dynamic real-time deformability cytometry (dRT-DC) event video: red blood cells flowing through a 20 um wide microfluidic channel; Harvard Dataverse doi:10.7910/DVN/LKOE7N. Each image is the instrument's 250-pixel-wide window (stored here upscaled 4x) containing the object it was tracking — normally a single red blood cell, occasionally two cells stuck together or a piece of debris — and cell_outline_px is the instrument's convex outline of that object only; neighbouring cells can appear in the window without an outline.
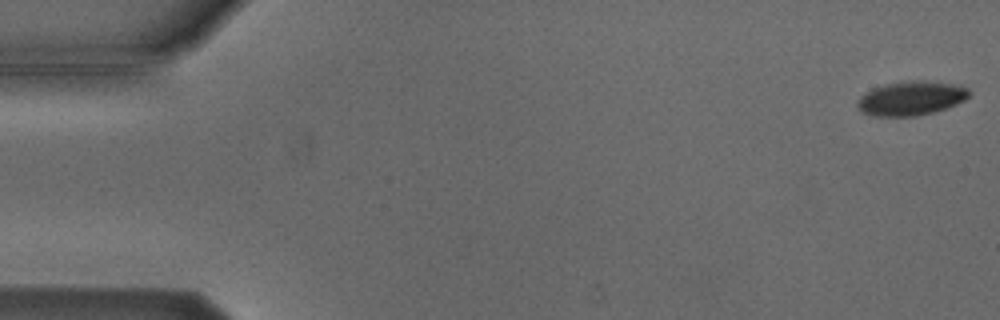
{"species": "Egyptian fruit bat (a non-hibernating species)", "species_latin": "Rousettus aegyptiacus", "temperature_condition": "cold", "stored_images_in_passage": 6, "camera_frame_rate_fps": 3000, "um_per_image_px": 0.085, "animal": {"sex": "male"}, "frame": {"image": 1, "passage_image": 1, "time_ms": 0.0, "image_size_px": [1000, 320], "cell_outline_px": [[968, 96], [964, 100], [956, 104], [932, 112], [916, 116], [872, 116], [864, 112], [856, 104], [860, 96], [872, 88], [884, 84], [912, 80], [920, 80], [948, 84], [968, 88]], "centroid_in_image_um": [77.39, 8.35], "position_along_channel_um": 7.6, "area_um2": 21.79}}
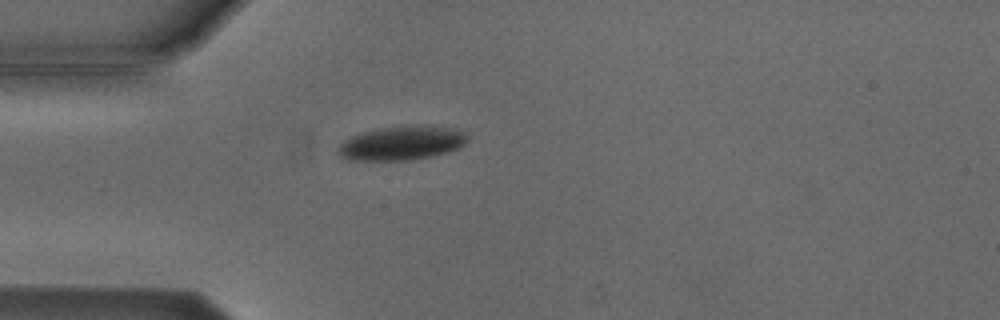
{"frame": {"image": 2, "passage_image": 5, "time_ms": 4.667, "image_size_px": [1000, 320], "cell_outline_px": [[468, 140], [460, 148], [448, 152], [412, 160], [348, 160], [340, 156], [336, 152], [336, 148], [344, 140], [360, 132], [400, 124], [432, 124], [464, 132]], "centroid_in_image_um": [34.12, 12.14], "position_along_channel_um": 50.9, "area_um2": 26.24}}